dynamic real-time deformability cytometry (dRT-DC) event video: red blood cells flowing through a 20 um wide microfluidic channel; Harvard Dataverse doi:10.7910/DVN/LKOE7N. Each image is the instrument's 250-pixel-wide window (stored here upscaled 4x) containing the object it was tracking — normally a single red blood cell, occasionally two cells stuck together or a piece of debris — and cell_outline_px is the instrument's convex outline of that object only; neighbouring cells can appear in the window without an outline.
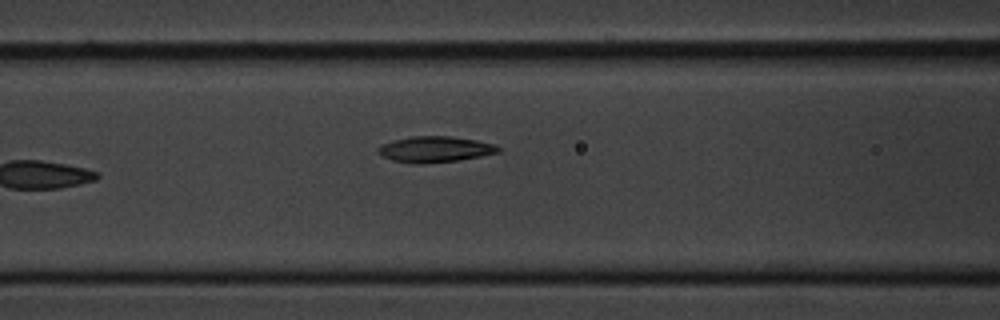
{"species": "common noctule bat (a hibernating species)", "species_latin": "Nyctalus noctula", "temperature_condition": "cold", "stored_images_in_passage": 7, "camera_frame_rate_fps": 3000, "um_per_image_px": 0.085, "animal": {"sex": "male", "body_mass_g": 20.1, "forearm_length_mm": 53.5}, "frame": {"image": 1, "passage_image": 7, "time_ms": 7.0, "image_size_px": [1000, 320], "cell_outline_px": [[500, 152], [460, 160], [424, 164], [412, 164], [392, 160], [376, 152], [376, 148], [380, 144], [392, 140], [412, 136], [452, 136], [476, 140], [496, 144], [500, 148]], "centroid_in_image_um": [36.95, 12.69], "position_along_channel_um": 129.7, "area_um2": 18.44}}